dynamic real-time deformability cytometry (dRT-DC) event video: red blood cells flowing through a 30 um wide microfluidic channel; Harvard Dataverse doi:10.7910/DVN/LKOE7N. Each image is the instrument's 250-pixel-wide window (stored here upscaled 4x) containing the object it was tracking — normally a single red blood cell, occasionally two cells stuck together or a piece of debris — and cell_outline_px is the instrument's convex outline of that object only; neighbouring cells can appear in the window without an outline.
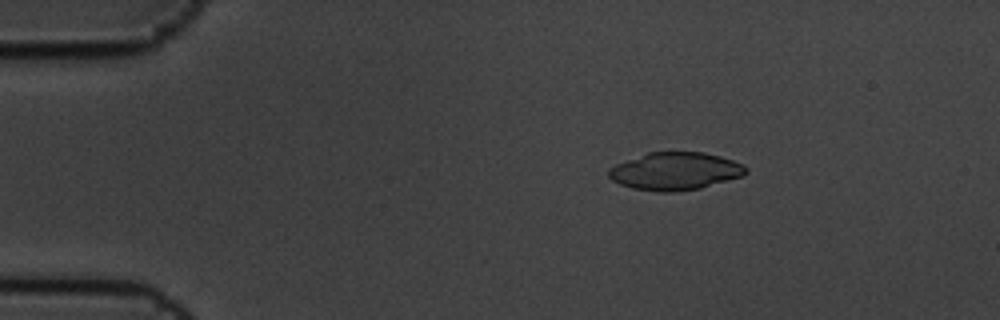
{"species": "common noctule bat (a hibernating species)", "species_latin": "Nyctalus noctula", "temperature_condition": "cold", "stored_images_in_passage": 4, "camera_frame_rate_fps": 3000, "um_per_image_px": 0.085, "animal": {"sex": "male", "body_mass_g": 19.5, "forearm_length_mm": 54.6}, "frame": {"image": 1, "passage_image": 3, "time_ms": 0.667, "image_size_px": [1000, 320], "cell_outline_px": [[748, 172], [744, 176], [700, 188], [672, 192], [660, 192], [632, 188], [620, 184], [612, 180], [608, 176], [608, 168], [616, 164], [648, 152], [704, 152], [720, 156], [744, 164], [748, 168]], "centroid_in_image_um": [57.41, 14.55], "position_along_channel_um": 27.6, "area_um2": 30.23}}